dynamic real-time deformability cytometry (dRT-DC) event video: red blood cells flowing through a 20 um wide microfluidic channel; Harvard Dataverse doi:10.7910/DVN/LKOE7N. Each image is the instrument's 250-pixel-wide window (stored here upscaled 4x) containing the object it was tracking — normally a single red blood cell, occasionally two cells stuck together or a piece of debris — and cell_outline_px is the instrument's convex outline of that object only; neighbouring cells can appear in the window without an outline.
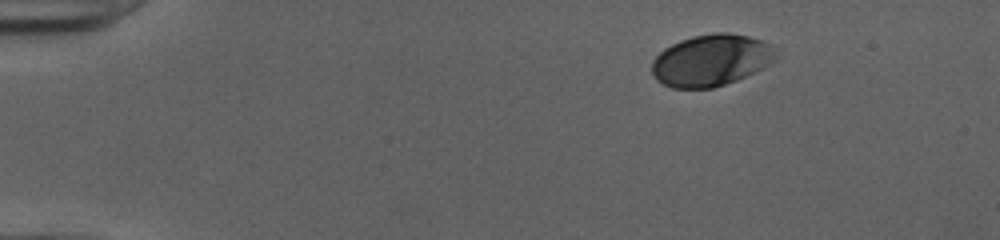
{"species": "human", "species_latin": "Homo sapiens", "temperature_condition": "cold", "stored_images_in_passage": 45, "camera_frame_rate_fps": 3000, "um_per_image_px": 0.085, "donor": {"sex": "female"}, "frame": {"image": 1, "passage_image": 1, "time_ms": 0.0, "image_size_px": [1000, 240], "cell_outline_px": [[780, 60], [764, 68], [736, 80], [712, 88], [672, 88], [656, 80], [652, 76], [652, 60], [664, 48], [680, 40], [692, 36], [712, 32], [728, 32], [748, 36], [760, 40], [768, 44], [780, 56]], "centroid_in_image_um": [60.46, 5.12], "position_along_channel_um": 24.5, "area_um2": 37.69}}
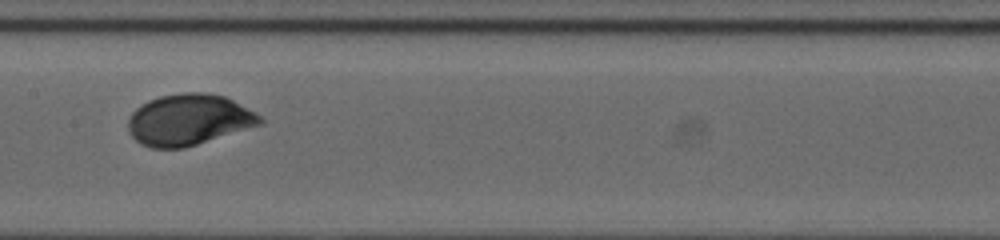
{"frame": {"image": 2, "passage_image": 21, "time_ms": 6.667, "image_size_px": [1000, 240], "cell_outline_px": [[264, 124], [184, 148], [152, 148], [140, 144], [128, 132], [128, 116], [140, 104], [148, 100], [160, 96], [184, 92], [204, 92], [224, 96], [256, 112], [264, 120]], "centroid_in_image_um": [16.04, 10.18], "position_along_channel_um": 191.4, "area_um2": 39.59}}
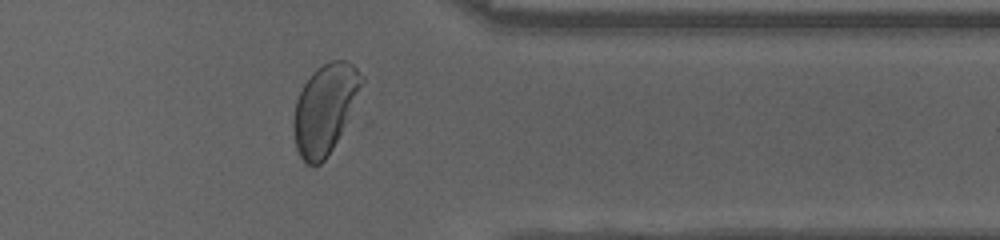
{"frame": {"image": 3, "passage_image": 36, "time_ms": 11.667, "image_size_px": [1000, 240], "cell_outline_px": [[364, 80], [344, 124], [332, 148], [324, 160], [320, 164], [304, 164], [296, 148], [292, 128], [292, 120], [296, 100], [304, 84], [312, 72], [316, 68], [332, 60], [344, 60], [352, 64], [364, 76]], "centroid_in_image_um": [27.56, 9.24], "position_along_channel_um": 383.8, "area_um2": 34.8}, "authors_computed_cell_mechanics": {"area_um2": 38.3792, "velocity_mm_per_s": 3.9614, "shape_relaxation_time_tau1_ms": 2.5523, "shape_relaxation_time_tau2_ms": null, "deformation_change_tau1": 0.1266, "deformation_change_tau2": null}}